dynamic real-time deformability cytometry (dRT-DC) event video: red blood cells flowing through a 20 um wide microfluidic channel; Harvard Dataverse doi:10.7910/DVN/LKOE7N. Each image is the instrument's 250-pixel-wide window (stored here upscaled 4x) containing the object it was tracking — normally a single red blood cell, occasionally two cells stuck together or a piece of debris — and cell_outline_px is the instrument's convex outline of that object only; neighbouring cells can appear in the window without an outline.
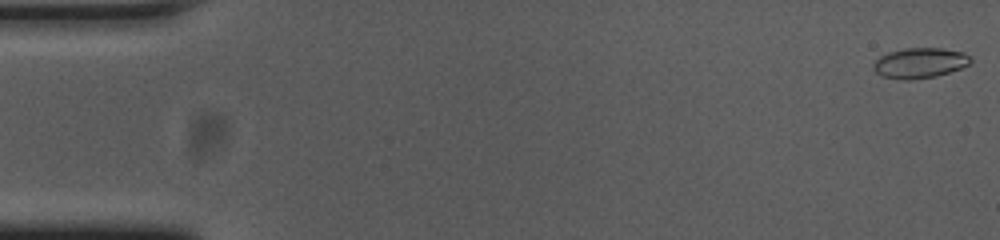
{"species": "common noctule bat (a hibernating species)", "species_latin": "Nyctalus noctula", "temperature_condition": "cold", "stored_images_in_passage": 55, "camera_frame_rate_fps": 3000, "um_per_image_px": 0.085, "animal": {"sex": "female", "body_mass_g": 23.0, "forearm_length_mm": 53.4}, "frame": {"image": 1, "passage_image": 1, "time_ms": 0.0, "image_size_px": [1000, 240], "cell_outline_px": [[972, 60], [968, 64], [960, 68], [936, 76], [912, 80], [900, 80], [884, 76], [876, 72], [872, 68], [872, 64], [880, 56], [888, 52], [904, 48], [940, 48], [964, 52]], "centroid_in_image_um": [78.15, 5.35], "position_along_channel_um": 6.9, "area_um2": 17.11}}
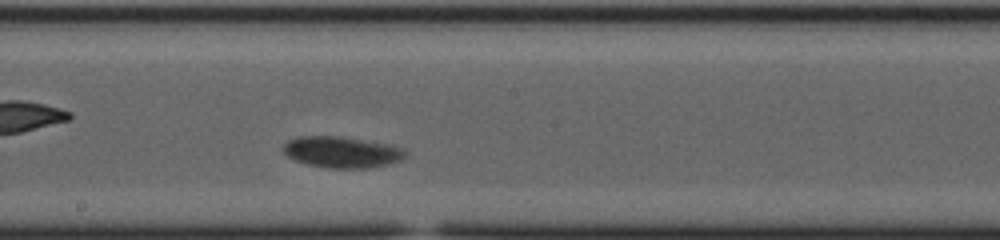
{"frame": {"image": 2, "passage_image": 32, "time_ms": 10.333, "image_size_px": [1000, 240], "cell_outline_px": [[404, 156], [400, 160], [388, 164], [368, 168], [324, 168], [308, 164], [296, 160], [288, 156], [284, 152], [284, 144], [288, 140], [300, 136], [340, 136], [384, 144], [400, 148], [404, 152]], "centroid_in_image_um": [28.99, 12.94], "position_along_channel_um": 219.2, "area_um2": 21.73}}
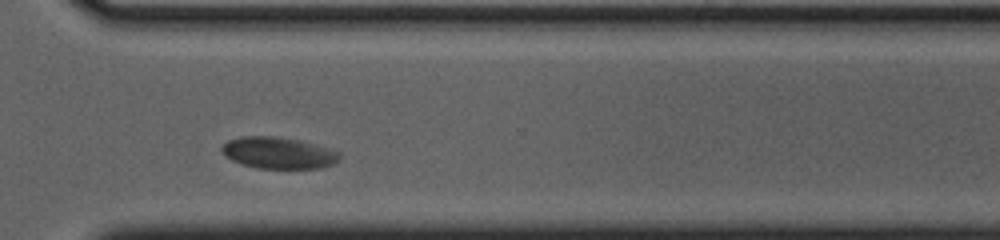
{"frame": {"image": 3, "passage_image": 43, "time_ms": 14.0, "image_size_px": [1000, 240], "cell_outline_px": [[340, 160], [332, 164], [320, 168], [260, 168], [244, 164], [232, 160], [224, 156], [220, 152], [220, 148], [228, 140], [240, 136], [272, 136], [296, 140], [312, 144], [340, 152]], "centroid_in_image_um": [23.62, 12.99], "position_along_channel_um": 347.0, "area_um2": 21.39}, "authors_computed_cell_mechanics": {"area_um2": 21.0392, "velocity_mm_per_s": 3.4693, "shape_relaxation_time_tau1_ms": 2.4079, "shape_relaxation_time_tau2_ms": null, "deformation_change_tau1": 0.1063, "deformation_change_tau2": null}}